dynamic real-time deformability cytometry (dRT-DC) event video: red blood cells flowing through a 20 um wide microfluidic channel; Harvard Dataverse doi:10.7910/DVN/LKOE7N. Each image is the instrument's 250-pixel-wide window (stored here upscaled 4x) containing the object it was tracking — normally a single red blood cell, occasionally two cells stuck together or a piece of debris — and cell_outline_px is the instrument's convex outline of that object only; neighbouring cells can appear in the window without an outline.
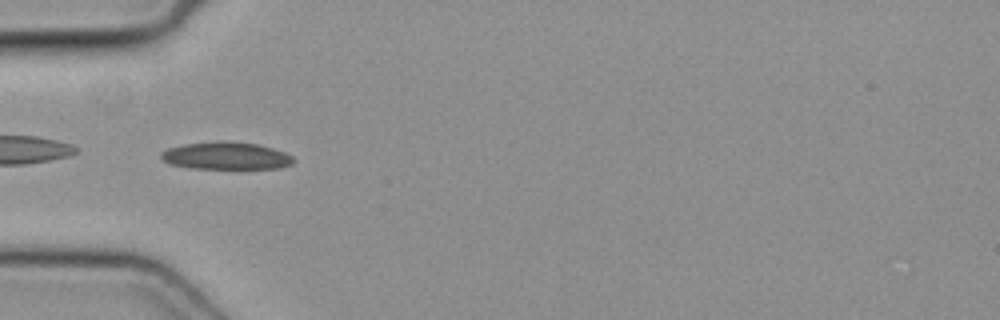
{"species": "common noctule bat (a hibernating species)", "species_latin": "Nyctalus noctula", "temperature_condition": "cold", "stored_images_in_passage": 7, "camera_frame_rate_fps": 3000, "um_per_image_px": 0.085, "animal": {"sex": "female", "body_mass_g": 19.3, "forearm_length_mm": 54.1}, "frame": {"image": 1, "passage_image": 1, "time_ms": 0.0, "image_size_px": [1000, 320], "cell_outline_px": [[296, 160], [292, 164], [280, 168], [188, 168], [168, 164], [160, 160], [160, 152], [168, 148], [184, 144], [216, 140], [256, 144], [272, 148], [284, 152], [292, 156]], "centroid_in_image_um": [19.16, 13.24], "position_along_channel_um": 65.8, "area_um2": 21.33}}